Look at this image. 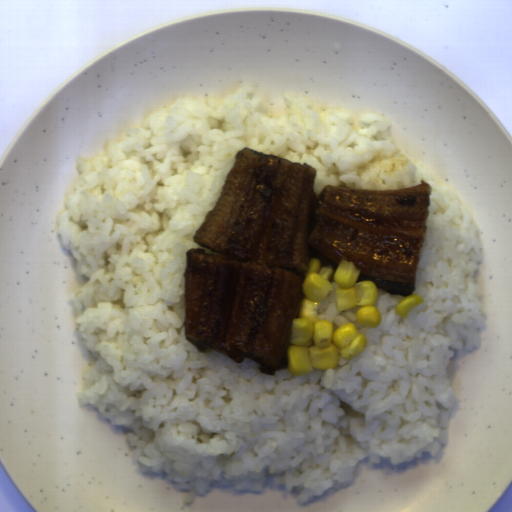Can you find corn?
Returning a JSON list of instances; mask_svg holds the SVG:
<instances>
[{
    "instance_id": "51d56268",
    "label": "corn",
    "mask_w": 512,
    "mask_h": 512,
    "mask_svg": "<svg viewBox=\"0 0 512 512\" xmlns=\"http://www.w3.org/2000/svg\"><path fill=\"white\" fill-rule=\"evenodd\" d=\"M331 265L322 266L311 258L301 286L302 298L298 317L293 318L290 346L287 347V371L291 376L307 374L314 369H333L340 356L349 361L364 351L367 339L353 323L334 330L330 320H319L317 310L333 291Z\"/></svg>"
},
{
    "instance_id": "f1292c28",
    "label": "corn",
    "mask_w": 512,
    "mask_h": 512,
    "mask_svg": "<svg viewBox=\"0 0 512 512\" xmlns=\"http://www.w3.org/2000/svg\"><path fill=\"white\" fill-rule=\"evenodd\" d=\"M360 269L346 259H342L334 273L338 285L335 289L338 311L359 307L355 313L357 323L378 328L381 323V314L375 305L379 292L376 284L371 280L358 281Z\"/></svg>"
},
{
    "instance_id": "5cfa1b94",
    "label": "corn",
    "mask_w": 512,
    "mask_h": 512,
    "mask_svg": "<svg viewBox=\"0 0 512 512\" xmlns=\"http://www.w3.org/2000/svg\"><path fill=\"white\" fill-rule=\"evenodd\" d=\"M424 298L416 294H411L401 300L396 306V313L400 317L407 318L409 312L422 304Z\"/></svg>"
}]
</instances>
